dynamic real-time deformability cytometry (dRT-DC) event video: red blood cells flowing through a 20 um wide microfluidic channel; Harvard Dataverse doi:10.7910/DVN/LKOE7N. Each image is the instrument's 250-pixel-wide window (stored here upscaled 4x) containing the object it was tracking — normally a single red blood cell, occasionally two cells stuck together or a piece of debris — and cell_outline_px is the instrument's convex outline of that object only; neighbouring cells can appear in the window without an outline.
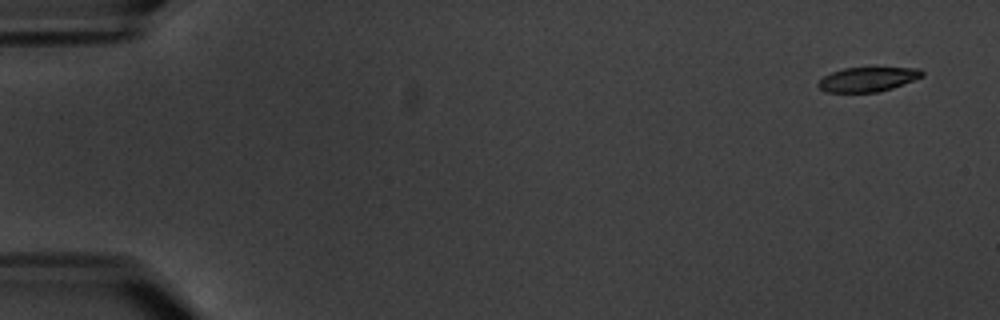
{"species": "common noctule bat (a hibernating species)", "species_latin": "Nyctalus noctula", "temperature_condition": "warm", "stored_images_in_passage": 3, "camera_frame_rate_fps": 3000, "um_per_image_px": 0.085, "animal": {"sex": "male", "body_mass_g": 20.1, "forearm_length_mm": 53.5}, "frame": {"image": 1, "passage_image": 1, "time_ms": 0.0, "image_size_px": [1000, 320], "cell_outline_px": [[924, 76], [892, 88], [876, 92], [824, 92], [816, 84], [824, 76], [832, 72], [844, 68], [920, 68], [924, 72]], "centroid_in_image_um": [73.75, 6.74], "position_along_channel_um": 11.3, "area_um2": 14.68}}